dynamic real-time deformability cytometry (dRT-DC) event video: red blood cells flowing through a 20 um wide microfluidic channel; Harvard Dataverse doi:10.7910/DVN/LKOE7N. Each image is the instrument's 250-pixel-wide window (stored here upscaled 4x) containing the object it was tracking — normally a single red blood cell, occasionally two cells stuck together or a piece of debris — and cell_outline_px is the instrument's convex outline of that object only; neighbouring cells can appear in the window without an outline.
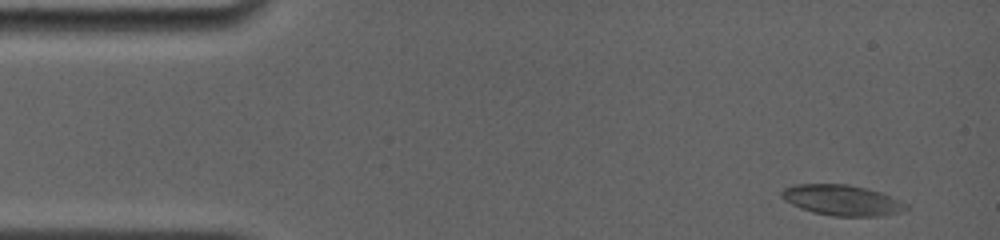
{"species": "common noctule bat (a hibernating species)", "species_latin": "Nyctalus noctula", "temperature_condition": "room temperature", "stored_images_in_passage": 11, "camera_frame_rate_fps": 4000, "um_per_image_px": 0.085, "animal": {"sex": "female", "body_mass_g": 19.0, "forearm_length_mm": 56.7}, "frame": {"image": 1, "passage_image": 2, "time_ms": 0.5, "image_size_px": [1000, 240], "cell_outline_px": [[908, 208], [900, 212], [880, 216], [832, 216], [812, 212], [800, 208], [784, 200], [780, 196], [780, 192], [784, 188], [792, 184], [848, 184], [880, 192], [908, 204]], "centroid_in_image_um": [71.53, 17.01], "position_along_channel_um": 13.5, "area_um2": 22.2}}
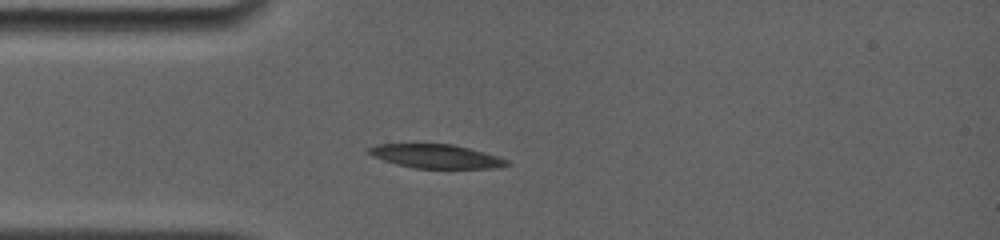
{"frame": {"image": 2, "passage_image": 7, "time_ms": 3.75, "image_size_px": [1000, 240], "cell_outline_px": [[512, 164], [500, 168], [416, 168], [396, 164], [372, 156], [368, 152], [368, 148], [376, 144], [452, 144], [484, 152], [508, 160]], "centroid_in_image_um": [37.08, 13.29], "position_along_channel_um": 47.9, "area_um2": 19.07}}
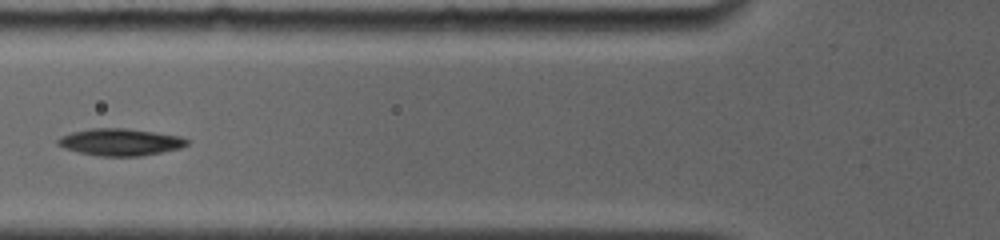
{"frame": {"image": 3, "passage_image": 10, "time_ms": 5.75, "image_size_px": [1000, 240], "cell_outline_px": [[188, 144], [180, 148], [140, 156], [100, 156], [80, 152], [64, 148], [56, 144], [56, 140], [60, 136], [72, 132], [92, 128], [128, 128], [180, 136], [188, 140]], "centroid_in_image_um": [10.19, 12.07], "position_along_channel_um": 115.6, "area_um2": 20.23}}